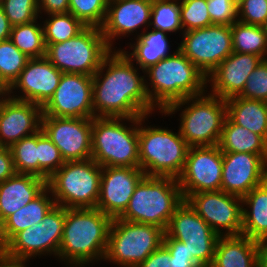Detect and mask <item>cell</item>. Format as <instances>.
<instances>
[{"label": "cell", "instance_id": "cell-2", "mask_svg": "<svg viewBox=\"0 0 267 267\" xmlns=\"http://www.w3.org/2000/svg\"><path fill=\"white\" fill-rule=\"evenodd\" d=\"M111 222L112 218L97 208H65L59 261L69 267L104 261Z\"/></svg>", "mask_w": 267, "mask_h": 267}, {"label": "cell", "instance_id": "cell-50", "mask_svg": "<svg viewBox=\"0 0 267 267\" xmlns=\"http://www.w3.org/2000/svg\"><path fill=\"white\" fill-rule=\"evenodd\" d=\"M26 265L21 261L7 259L0 253V267H27Z\"/></svg>", "mask_w": 267, "mask_h": 267}, {"label": "cell", "instance_id": "cell-5", "mask_svg": "<svg viewBox=\"0 0 267 267\" xmlns=\"http://www.w3.org/2000/svg\"><path fill=\"white\" fill-rule=\"evenodd\" d=\"M207 92L177 101L160 111L162 115L169 116L188 105L180 114L179 133L189 147L215 146L221 137L226 101Z\"/></svg>", "mask_w": 267, "mask_h": 267}, {"label": "cell", "instance_id": "cell-34", "mask_svg": "<svg viewBox=\"0 0 267 267\" xmlns=\"http://www.w3.org/2000/svg\"><path fill=\"white\" fill-rule=\"evenodd\" d=\"M29 59L10 39L0 41V82L6 89L18 78Z\"/></svg>", "mask_w": 267, "mask_h": 267}, {"label": "cell", "instance_id": "cell-14", "mask_svg": "<svg viewBox=\"0 0 267 267\" xmlns=\"http://www.w3.org/2000/svg\"><path fill=\"white\" fill-rule=\"evenodd\" d=\"M185 200L219 236L241 235L242 197L218 190L190 194Z\"/></svg>", "mask_w": 267, "mask_h": 267}, {"label": "cell", "instance_id": "cell-20", "mask_svg": "<svg viewBox=\"0 0 267 267\" xmlns=\"http://www.w3.org/2000/svg\"><path fill=\"white\" fill-rule=\"evenodd\" d=\"M145 176L140 167H102L96 208L112 219L127 208L135 187Z\"/></svg>", "mask_w": 267, "mask_h": 267}, {"label": "cell", "instance_id": "cell-16", "mask_svg": "<svg viewBox=\"0 0 267 267\" xmlns=\"http://www.w3.org/2000/svg\"><path fill=\"white\" fill-rule=\"evenodd\" d=\"M42 111V116L92 119L93 77L63 73L54 95Z\"/></svg>", "mask_w": 267, "mask_h": 267}, {"label": "cell", "instance_id": "cell-29", "mask_svg": "<svg viewBox=\"0 0 267 267\" xmlns=\"http://www.w3.org/2000/svg\"><path fill=\"white\" fill-rule=\"evenodd\" d=\"M226 116L267 141V102L240 96L226 99Z\"/></svg>", "mask_w": 267, "mask_h": 267}, {"label": "cell", "instance_id": "cell-28", "mask_svg": "<svg viewBox=\"0 0 267 267\" xmlns=\"http://www.w3.org/2000/svg\"><path fill=\"white\" fill-rule=\"evenodd\" d=\"M241 234L256 241L267 238V180L242 197Z\"/></svg>", "mask_w": 267, "mask_h": 267}, {"label": "cell", "instance_id": "cell-26", "mask_svg": "<svg viewBox=\"0 0 267 267\" xmlns=\"http://www.w3.org/2000/svg\"><path fill=\"white\" fill-rule=\"evenodd\" d=\"M48 188L24 207L9 215L0 224V250L20 231L43 220L56 205Z\"/></svg>", "mask_w": 267, "mask_h": 267}, {"label": "cell", "instance_id": "cell-38", "mask_svg": "<svg viewBox=\"0 0 267 267\" xmlns=\"http://www.w3.org/2000/svg\"><path fill=\"white\" fill-rule=\"evenodd\" d=\"M109 0H69V11L86 26L101 27Z\"/></svg>", "mask_w": 267, "mask_h": 267}, {"label": "cell", "instance_id": "cell-46", "mask_svg": "<svg viewBox=\"0 0 267 267\" xmlns=\"http://www.w3.org/2000/svg\"><path fill=\"white\" fill-rule=\"evenodd\" d=\"M16 173L10 148L0 145V182Z\"/></svg>", "mask_w": 267, "mask_h": 267}, {"label": "cell", "instance_id": "cell-1", "mask_svg": "<svg viewBox=\"0 0 267 267\" xmlns=\"http://www.w3.org/2000/svg\"><path fill=\"white\" fill-rule=\"evenodd\" d=\"M134 65L120 48L103 59L92 76L93 117L135 118L155 111L146 91L145 76Z\"/></svg>", "mask_w": 267, "mask_h": 267}, {"label": "cell", "instance_id": "cell-44", "mask_svg": "<svg viewBox=\"0 0 267 267\" xmlns=\"http://www.w3.org/2000/svg\"><path fill=\"white\" fill-rule=\"evenodd\" d=\"M163 245L170 253V267H199L192 254H189L184 242L169 238L164 234Z\"/></svg>", "mask_w": 267, "mask_h": 267}, {"label": "cell", "instance_id": "cell-32", "mask_svg": "<svg viewBox=\"0 0 267 267\" xmlns=\"http://www.w3.org/2000/svg\"><path fill=\"white\" fill-rule=\"evenodd\" d=\"M37 21L36 19L30 23L13 26L11 29L10 40L30 59L42 58L46 54L43 26Z\"/></svg>", "mask_w": 267, "mask_h": 267}, {"label": "cell", "instance_id": "cell-4", "mask_svg": "<svg viewBox=\"0 0 267 267\" xmlns=\"http://www.w3.org/2000/svg\"><path fill=\"white\" fill-rule=\"evenodd\" d=\"M184 201L177 179L144 176L135 187L125 211V221L157 226L164 231L176 208Z\"/></svg>", "mask_w": 267, "mask_h": 267}, {"label": "cell", "instance_id": "cell-6", "mask_svg": "<svg viewBox=\"0 0 267 267\" xmlns=\"http://www.w3.org/2000/svg\"><path fill=\"white\" fill-rule=\"evenodd\" d=\"M138 132L139 117H93L91 158L101 167H140Z\"/></svg>", "mask_w": 267, "mask_h": 267}, {"label": "cell", "instance_id": "cell-18", "mask_svg": "<svg viewBox=\"0 0 267 267\" xmlns=\"http://www.w3.org/2000/svg\"><path fill=\"white\" fill-rule=\"evenodd\" d=\"M267 180V154L223 153L221 190L240 197Z\"/></svg>", "mask_w": 267, "mask_h": 267}, {"label": "cell", "instance_id": "cell-8", "mask_svg": "<svg viewBox=\"0 0 267 267\" xmlns=\"http://www.w3.org/2000/svg\"><path fill=\"white\" fill-rule=\"evenodd\" d=\"M102 167L92 158L65 161L47 180L55 204L64 208H96Z\"/></svg>", "mask_w": 267, "mask_h": 267}, {"label": "cell", "instance_id": "cell-31", "mask_svg": "<svg viewBox=\"0 0 267 267\" xmlns=\"http://www.w3.org/2000/svg\"><path fill=\"white\" fill-rule=\"evenodd\" d=\"M233 52L246 53L267 59V33L263 26L236 21L231 25Z\"/></svg>", "mask_w": 267, "mask_h": 267}, {"label": "cell", "instance_id": "cell-49", "mask_svg": "<svg viewBox=\"0 0 267 267\" xmlns=\"http://www.w3.org/2000/svg\"><path fill=\"white\" fill-rule=\"evenodd\" d=\"M258 250V267H267V238L256 241Z\"/></svg>", "mask_w": 267, "mask_h": 267}, {"label": "cell", "instance_id": "cell-48", "mask_svg": "<svg viewBox=\"0 0 267 267\" xmlns=\"http://www.w3.org/2000/svg\"><path fill=\"white\" fill-rule=\"evenodd\" d=\"M12 26L0 5V41L10 39Z\"/></svg>", "mask_w": 267, "mask_h": 267}, {"label": "cell", "instance_id": "cell-21", "mask_svg": "<svg viewBox=\"0 0 267 267\" xmlns=\"http://www.w3.org/2000/svg\"><path fill=\"white\" fill-rule=\"evenodd\" d=\"M151 10L152 0H109L106 17L100 27L109 48L115 50L113 42L117 37L132 35L142 26L145 31L149 29Z\"/></svg>", "mask_w": 267, "mask_h": 267}, {"label": "cell", "instance_id": "cell-35", "mask_svg": "<svg viewBox=\"0 0 267 267\" xmlns=\"http://www.w3.org/2000/svg\"><path fill=\"white\" fill-rule=\"evenodd\" d=\"M16 173L39 177L37 133L23 137L10 147Z\"/></svg>", "mask_w": 267, "mask_h": 267}, {"label": "cell", "instance_id": "cell-47", "mask_svg": "<svg viewBox=\"0 0 267 267\" xmlns=\"http://www.w3.org/2000/svg\"><path fill=\"white\" fill-rule=\"evenodd\" d=\"M37 2L39 14L44 12V14L50 15L69 11V0H37Z\"/></svg>", "mask_w": 267, "mask_h": 267}, {"label": "cell", "instance_id": "cell-13", "mask_svg": "<svg viewBox=\"0 0 267 267\" xmlns=\"http://www.w3.org/2000/svg\"><path fill=\"white\" fill-rule=\"evenodd\" d=\"M181 34L177 48L206 77L233 52L231 26L213 24Z\"/></svg>", "mask_w": 267, "mask_h": 267}, {"label": "cell", "instance_id": "cell-30", "mask_svg": "<svg viewBox=\"0 0 267 267\" xmlns=\"http://www.w3.org/2000/svg\"><path fill=\"white\" fill-rule=\"evenodd\" d=\"M218 146L222 153L267 154V141L262 136L233 123L227 116Z\"/></svg>", "mask_w": 267, "mask_h": 267}, {"label": "cell", "instance_id": "cell-36", "mask_svg": "<svg viewBox=\"0 0 267 267\" xmlns=\"http://www.w3.org/2000/svg\"><path fill=\"white\" fill-rule=\"evenodd\" d=\"M150 25H153V29L166 33L183 31L180 20L179 0H152Z\"/></svg>", "mask_w": 267, "mask_h": 267}, {"label": "cell", "instance_id": "cell-10", "mask_svg": "<svg viewBox=\"0 0 267 267\" xmlns=\"http://www.w3.org/2000/svg\"><path fill=\"white\" fill-rule=\"evenodd\" d=\"M111 51L101 29L87 26L69 40L46 46L45 57L62 73L93 76Z\"/></svg>", "mask_w": 267, "mask_h": 267}, {"label": "cell", "instance_id": "cell-17", "mask_svg": "<svg viewBox=\"0 0 267 267\" xmlns=\"http://www.w3.org/2000/svg\"><path fill=\"white\" fill-rule=\"evenodd\" d=\"M41 130L64 161L86 160L92 152V119L42 116Z\"/></svg>", "mask_w": 267, "mask_h": 267}, {"label": "cell", "instance_id": "cell-53", "mask_svg": "<svg viewBox=\"0 0 267 267\" xmlns=\"http://www.w3.org/2000/svg\"><path fill=\"white\" fill-rule=\"evenodd\" d=\"M263 29H264L265 32L267 33V20H266L265 24L263 25Z\"/></svg>", "mask_w": 267, "mask_h": 267}, {"label": "cell", "instance_id": "cell-52", "mask_svg": "<svg viewBox=\"0 0 267 267\" xmlns=\"http://www.w3.org/2000/svg\"><path fill=\"white\" fill-rule=\"evenodd\" d=\"M237 6L244 0H232Z\"/></svg>", "mask_w": 267, "mask_h": 267}, {"label": "cell", "instance_id": "cell-42", "mask_svg": "<svg viewBox=\"0 0 267 267\" xmlns=\"http://www.w3.org/2000/svg\"><path fill=\"white\" fill-rule=\"evenodd\" d=\"M207 10L214 25L231 26L238 21L237 5L232 0H207Z\"/></svg>", "mask_w": 267, "mask_h": 267}, {"label": "cell", "instance_id": "cell-19", "mask_svg": "<svg viewBox=\"0 0 267 267\" xmlns=\"http://www.w3.org/2000/svg\"><path fill=\"white\" fill-rule=\"evenodd\" d=\"M62 74L46 57L29 59L18 78L7 89V95L43 108L54 95ZM15 89L20 90L22 95H11Z\"/></svg>", "mask_w": 267, "mask_h": 267}, {"label": "cell", "instance_id": "cell-41", "mask_svg": "<svg viewBox=\"0 0 267 267\" xmlns=\"http://www.w3.org/2000/svg\"><path fill=\"white\" fill-rule=\"evenodd\" d=\"M239 96L245 99L267 102V59L262 60L248 76L245 88Z\"/></svg>", "mask_w": 267, "mask_h": 267}, {"label": "cell", "instance_id": "cell-45", "mask_svg": "<svg viewBox=\"0 0 267 267\" xmlns=\"http://www.w3.org/2000/svg\"><path fill=\"white\" fill-rule=\"evenodd\" d=\"M170 253L162 244L137 267H170Z\"/></svg>", "mask_w": 267, "mask_h": 267}, {"label": "cell", "instance_id": "cell-12", "mask_svg": "<svg viewBox=\"0 0 267 267\" xmlns=\"http://www.w3.org/2000/svg\"><path fill=\"white\" fill-rule=\"evenodd\" d=\"M165 234L184 242L199 267H211L219 235L186 200L176 208Z\"/></svg>", "mask_w": 267, "mask_h": 267}, {"label": "cell", "instance_id": "cell-43", "mask_svg": "<svg viewBox=\"0 0 267 267\" xmlns=\"http://www.w3.org/2000/svg\"><path fill=\"white\" fill-rule=\"evenodd\" d=\"M237 9L242 23L263 26L267 20V0H244Z\"/></svg>", "mask_w": 267, "mask_h": 267}, {"label": "cell", "instance_id": "cell-11", "mask_svg": "<svg viewBox=\"0 0 267 267\" xmlns=\"http://www.w3.org/2000/svg\"><path fill=\"white\" fill-rule=\"evenodd\" d=\"M65 208L55 205L37 224L17 233L1 250L7 259L26 263L36 256L58 257L63 235Z\"/></svg>", "mask_w": 267, "mask_h": 267}, {"label": "cell", "instance_id": "cell-37", "mask_svg": "<svg viewBox=\"0 0 267 267\" xmlns=\"http://www.w3.org/2000/svg\"><path fill=\"white\" fill-rule=\"evenodd\" d=\"M39 177L46 181L64 163L60 150L40 129L37 132Z\"/></svg>", "mask_w": 267, "mask_h": 267}, {"label": "cell", "instance_id": "cell-22", "mask_svg": "<svg viewBox=\"0 0 267 267\" xmlns=\"http://www.w3.org/2000/svg\"><path fill=\"white\" fill-rule=\"evenodd\" d=\"M42 107L8 95L0 102V145L10 148L41 129Z\"/></svg>", "mask_w": 267, "mask_h": 267}, {"label": "cell", "instance_id": "cell-7", "mask_svg": "<svg viewBox=\"0 0 267 267\" xmlns=\"http://www.w3.org/2000/svg\"><path fill=\"white\" fill-rule=\"evenodd\" d=\"M147 116L150 117H139L140 168L145 176L177 179L183 171L189 146L179 131L174 133L164 127L144 126Z\"/></svg>", "mask_w": 267, "mask_h": 267}, {"label": "cell", "instance_id": "cell-25", "mask_svg": "<svg viewBox=\"0 0 267 267\" xmlns=\"http://www.w3.org/2000/svg\"><path fill=\"white\" fill-rule=\"evenodd\" d=\"M211 267H258L256 240L242 234L219 236Z\"/></svg>", "mask_w": 267, "mask_h": 267}, {"label": "cell", "instance_id": "cell-23", "mask_svg": "<svg viewBox=\"0 0 267 267\" xmlns=\"http://www.w3.org/2000/svg\"><path fill=\"white\" fill-rule=\"evenodd\" d=\"M258 55L232 52L207 77L211 94L221 99L239 96L248 76L262 62Z\"/></svg>", "mask_w": 267, "mask_h": 267}, {"label": "cell", "instance_id": "cell-51", "mask_svg": "<svg viewBox=\"0 0 267 267\" xmlns=\"http://www.w3.org/2000/svg\"><path fill=\"white\" fill-rule=\"evenodd\" d=\"M7 96L6 87L0 82V102Z\"/></svg>", "mask_w": 267, "mask_h": 267}, {"label": "cell", "instance_id": "cell-15", "mask_svg": "<svg viewBox=\"0 0 267 267\" xmlns=\"http://www.w3.org/2000/svg\"><path fill=\"white\" fill-rule=\"evenodd\" d=\"M223 153L218 145L189 147L177 178L184 200L190 195L221 190Z\"/></svg>", "mask_w": 267, "mask_h": 267}, {"label": "cell", "instance_id": "cell-40", "mask_svg": "<svg viewBox=\"0 0 267 267\" xmlns=\"http://www.w3.org/2000/svg\"><path fill=\"white\" fill-rule=\"evenodd\" d=\"M0 5L12 27L33 22L41 17L37 0H2Z\"/></svg>", "mask_w": 267, "mask_h": 267}, {"label": "cell", "instance_id": "cell-33", "mask_svg": "<svg viewBox=\"0 0 267 267\" xmlns=\"http://www.w3.org/2000/svg\"><path fill=\"white\" fill-rule=\"evenodd\" d=\"M43 24L45 45L61 43L77 36L87 26L70 12L50 14Z\"/></svg>", "mask_w": 267, "mask_h": 267}, {"label": "cell", "instance_id": "cell-9", "mask_svg": "<svg viewBox=\"0 0 267 267\" xmlns=\"http://www.w3.org/2000/svg\"><path fill=\"white\" fill-rule=\"evenodd\" d=\"M164 234L163 229L154 225L113 218L104 261L137 267L163 244Z\"/></svg>", "mask_w": 267, "mask_h": 267}, {"label": "cell", "instance_id": "cell-3", "mask_svg": "<svg viewBox=\"0 0 267 267\" xmlns=\"http://www.w3.org/2000/svg\"><path fill=\"white\" fill-rule=\"evenodd\" d=\"M143 75L150 81L145 80L149 100L159 112L177 101L207 91V77L178 48L144 70Z\"/></svg>", "mask_w": 267, "mask_h": 267}, {"label": "cell", "instance_id": "cell-39", "mask_svg": "<svg viewBox=\"0 0 267 267\" xmlns=\"http://www.w3.org/2000/svg\"><path fill=\"white\" fill-rule=\"evenodd\" d=\"M183 32L213 25L207 10V0H179Z\"/></svg>", "mask_w": 267, "mask_h": 267}, {"label": "cell", "instance_id": "cell-24", "mask_svg": "<svg viewBox=\"0 0 267 267\" xmlns=\"http://www.w3.org/2000/svg\"><path fill=\"white\" fill-rule=\"evenodd\" d=\"M47 188V181L32 174L15 173L0 182V224Z\"/></svg>", "mask_w": 267, "mask_h": 267}, {"label": "cell", "instance_id": "cell-27", "mask_svg": "<svg viewBox=\"0 0 267 267\" xmlns=\"http://www.w3.org/2000/svg\"><path fill=\"white\" fill-rule=\"evenodd\" d=\"M168 33L153 29L148 32L143 31L136 35L134 44L130 43L132 52L121 51L132 61L138 65L143 72L148 67L157 64L160 60L169 57L170 44L168 41Z\"/></svg>", "mask_w": 267, "mask_h": 267}]
</instances>
